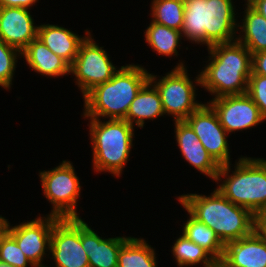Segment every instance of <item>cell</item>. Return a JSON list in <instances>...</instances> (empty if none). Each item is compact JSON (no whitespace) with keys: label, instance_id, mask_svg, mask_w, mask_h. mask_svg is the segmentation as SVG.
Listing matches in <instances>:
<instances>
[{"label":"cell","instance_id":"7c38bea8","mask_svg":"<svg viewBox=\"0 0 266 267\" xmlns=\"http://www.w3.org/2000/svg\"><path fill=\"white\" fill-rule=\"evenodd\" d=\"M195 132L211 157L220 165L230 164L227 131L220 124L213 108L203 104L184 120Z\"/></svg>","mask_w":266,"mask_h":267},{"label":"cell","instance_id":"3957f363","mask_svg":"<svg viewBox=\"0 0 266 267\" xmlns=\"http://www.w3.org/2000/svg\"><path fill=\"white\" fill-rule=\"evenodd\" d=\"M149 76L150 73L140 65L121 66L109 81L96 85L83 96L85 118L124 120Z\"/></svg>","mask_w":266,"mask_h":267},{"label":"cell","instance_id":"277c9868","mask_svg":"<svg viewBox=\"0 0 266 267\" xmlns=\"http://www.w3.org/2000/svg\"><path fill=\"white\" fill-rule=\"evenodd\" d=\"M184 21L181 34L191 42L215 44L236 41L235 8L232 0H183Z\"/></svg>","mask_w":266,"mask_h":267},{"label":"cell","instance_id":"d4e9b609","mask_svg":"<svg viewBox=\"0 0 266 267\" xmlns=\"http://www.w3.org/2000/svg\"><path fill=\"white\" fill-rule=\"evenodd\" d=\"M146 42L153 51L163 56H177V47L182 37L181 31L169 28L156 22H150L145 31Z\"/></svg>","mask_w":266,"mask_h":267},{"label":"cell","instance_id":"cb8c5ba5","mask_svg":"<svg viewBox=\"0 0 266 267\" xmlns=\"http://www.w3.org/2000/svg\"><path fill=\"white\" fill-rule=\"evenodd\" d=\"M178 266H193L203 263L204 267H219V262L204 248L190 241L184 234L176 239L172 247Z\"/></svg>","mask_w":266,"mask_h":267},{"label":"cell","instance_id":"f546056e","mask_svg":"<svg viewBox=\"0 0 266 267\" xmlns=\"http://www.w3.org/2000/svg\"><path fill=\"white\" fill-rule=\"evenodd\" d=\"M266 77V51L252 54V73Z\"/></svg>","mask_w":266,"mask_h":267},{"label":"cell","instance_id":"ba28073f","mask_svg":"<svg viewBox=\"0 0 266 267\" xmlns=\"http://www.w3.org/2000/svg\"><path fill=\"white\" fill-rule=\"evenodd\" d=\"M156 80V76L150 74L149 81L160 94L164 113L173 115L175 121L185 120L202 105L195 102L196 88L182 62L158 82Z\"/></svg>","mask_w":266,"mask_h":267},{"label":"cell","instance_id":"6da1fadb","mask_svg":"<svg viewBox=\"0 0 266 267\" xmlns=\"http://www.w3.org/2000/svg\"><path fill=\"white\" fill-rule=\"evenodd\" d=\"M208 52L211 61L196 77V83L215 98L246 94L252 73V53L237 40L212 45Z\"/></svg>","mask_w":266,"mask_h":267},{"label":"cell","instance_id":"52a82bcc","mask_svg":"<svg viewBox=\"0 0 266 267\" xmlns=\"http://www.w3.org/2000/svg\"><path fill=\"white\" fill-rule=\"evenodd\" d=\"M44 195L53 204L50 215L58 218H79L76 211L80 197V182L70 161L39 174Z\"/></svg>","mask_w":266,"mask_h":267},{"label":"cell","instance_id":"7402d4cb","mask_svg":"<svg viewBox=\"0 0 266 267\" xmlns=\"http://www.w3.org/2000/svg\"><path fill=\"white\" fill-rule=\"evenodd\" d=\"M182 234L207 250L218 262L222 260L225 245L216 236L214 230L194 218L190 213L189 219L183 226Z\"/></svg>","mask_w":266,"mask_h":267},{"label":"cell","instance_id":"83f0119b","mask_svg":"<svg viewBox=\"0 0 266 267\" xmlns=\"http://www.w3.org/2000/svg\"><path fill=\"white\" fill-rule=\"evenodd\" d=\"M17 55H22V52L0 40V86L5 89L12 84Z\"/></svg>","mask_w":266,"mask_h":267},{"label":"cell","instance_id":"5b68a950","mask_svg":"<svg viewBox=\"0 0 266 267\" xmlns=\"http://www.w3.org/2000/svg\"><path fill=\"white\" fill-rule=\"evenodd\" d=\"M230 165L220 167L216 181L220 177L226 179L217 189L233 204L249 209L254 215L266 208V160L242 157L231 175Z\"/></svg>","mask_w":266,"mask_h":267},{"label":"cell","instance_id":"d6986e66","mask_svg":"<svg viewBox=\"0 0 266 267\" xmlns=\"http://www.w3.org/2000/svg\"><path fill=\"white\" fill-rule=\"evenodd\" d=\"M22 55L29 67L41 75L57 77L70 74V65L38 38L28 44Z\"/></svg>","mask_w":266,"mask_h":267},{"label":"cell","instance_id":"1f68e13d","mask_svg":"<svg viewBox=\"0 0 266 267\" xmlns=\"http://www.w3.org/2000/svg\"><path fill=\"white\" fill-rule=\"evenodd\" d=\"M38 0H0V7H19L26 8L33 6Z\"/></svg>","mask_w":266,"mask_h":267},{"label":"cell","instance_id":"8992f818","mask_svg":"<svg viewBox=\"0 0 266 267\" xmlns=\"http://www.w3.org/2000/svg\"><path fill=\"white\" fill-rule=\"evenodd\" d=\"M90 120L94 170L119 177L133 146L134 127L126 120Z\"/></svg>","mask_w":266,"mask_h":267},{"label":"cell","instance_id":"8fae6325","mask_svg":"<svg viewBox=\"0 0 266 267\" xmlns=\"http://www.w3.org/2000/svg\"><path fill=\"white\" fill-rule=\"evenodd\" d=\"M59 218L53 215L38 217L35 220L11 227L3 217V228L16 240L21 251L35 267H45L42 260L45 250H50L54 223Z\"/></svg>","mask_w":266,"mask_h":267},{"label":"cell","instance_id":"9a60e30c","mask_svg":"<svg viewBox=\"0 0 266 267\" xmlns=\"http://www.w3.org/2000/svg\"><path fill=\"white\" fill-rule=\"evenodd\" d=\"M219 267H266V241L253 231L226 243Z\"/></svg>","mask_w":266,"mask_h":267},{"label":"cell","instance_id":"5bb4252c","mask_svg":"<svg viewBox=\"0 0 266 267\" xmlns=\"http://www.w3.org/2000/svg\"><path fill=\"white\" fill-rule=\"evenodd\" d=\"M33 20L26 8L0 7V40L22 52L37 38Z\"/></svg>","mask_w":266,"mask_h":267},{"label":"cell","instance_id":"44dd1931","mask_svg":"<svg viewBox=\"0 0 266 267\" xmlns=\"http://www.w3.org/2000/svg\"><path fill=\"white\" fill-rule=\"evenodd\" d=\"M246 5L243 24L238 25L244 34L235 39L252 54L266 51V19L248 2Z\"/></svg>","mask_w":266,"mask_h":267},{"label":"cell","instance_id":"f1b7e54d","mask_svg":"<svg viewBox=\"0 0 266 267\" xmlns=\"http://www.w3.org/2000/svg\"><path fill=\"white\" fill-rule=\"evenodd\" d=\"M247 95L258 106L261 116L266 120V77L251 74L248 79Z\"/></svg>","mask_w":266,"mask_h":267},{"label":"cell","instance_id":"ffe728a7","mask_svg":"<svg viewBox=\"0 0 266 267\" xmlns=\"http://www.w3.org/2000/svg\"><path fill=\"white\" fill-rule=\"evenodd\" d=\"M164 114L160 94L153 83L148 81L132 101L124 120L132 126L135 121L136 126L143 128L146 119H155Z\"/></svg>","mask_w":266,"mask_h":267},{"label":"cell","instance_id":"4fadbf2b","mask_svg":"<svg viewBox=\"0 0 266 267\" xmlns=\"http://www.w3.org/2000/svg\"><path fill=\"white\" fill-rule=\"evenodd\" d=\"M207 103L216 112L220 124L227 133L246 130L265 120L261 116L258 106L247 93L220 96Z\"/></svg>","mask_w":266,"mask_h":267},{"label":"cell","instance_id":"9c48e42d","mask_svg":"<svg viewBox=\"0 0 266 267\" xmlns=\"http://www.w3.org/2000/svg\"><path fill=\"white\" fill-rule=\"evenodd\" d=\"M85 33L87 37L81 42L78 54L70 66V73L75 75L76 84L83 96L96 85L109 81L118 71L103 47L93 41L90 32Z\"/></svg>","mask_w":266,"mask_h":267},{"label":"cell","instance_id":"e575fe53","mask_svg":"<svg viewBox=\"0 0 266 267\" xmlns=\"http://www.w3.org/2000/svg\"><path fill=\"white\" fill-rule=\"evenodd\" d=\"M3 229L2 221L0 222V231Z\"/></svg>","mask_w":266,"mask_h":267},{"label":"cell","instance_id":"30bf717a","mask_svg":"<svg viewBox=\"0 0 266 267\" xmlns=\"http://www.w3.org/2000/svg\"><path fill=\"white\" fill-rule=\"evenodd\" d=\"M50 252L55 267H89L81 243V218H59L53 226Z\"/></svg>","mask_w":266,"mask_h":267},{"label":"cell","instance_id":"603a6c76","mask_svg":"<svg viewBox=\"0 0 266 267\" xmlns=\"http://www.w3.org/2000/svg\"><path fill=\"white\" fill-rule=\"evenodd\" d=\"M118 267H157L154 249L144 239L130 237L120 248Z\"/></svg>","mask_w":266,"mask_h":267},{"label":"cell","instance_id":"836d02e7","mask_svg":"<svg viewBox=\"0 0 266 267\" xmlns=\"http://www.w3.org/2000/svg\"><path fill=\"white\" fill-rule=\"evenodd\" d=\"M0 267H14V266L9 265L7 263H4V262L0 261Z\"/></svg>","mask_w":266,"mask_h":267},{"label":"cell","instance_id":"484cf974","mask_svg":"<svg viewBox=\"0 0 266 267\" xmlns=\"http://www.w3.org/2000/svg\"><path fill=\"white\" fill-rule=\"evenodd\" d=\"M152 21L181 31L184 21L183 0H153Z\"/></svg>","mask_w":266,"mask_h":267},{"label":"cell","instance_id":"d6a6232c","mask_svg":"<svg viewBox=\"0 0 266 267\" xmlns=\"http://www.w3.org/2000/svg\"><path fill=\"white\" fill-rule=\"evenodd\" d=\"M266 19V0H247Z\"/></svg>","mask_w":266,"mask_h":267},{"label":"cell","instance_id":"4316f807","mask_svg":"<svg viewBox=\"0 0 266 267\" xmlns=\"http://www.w3.org/2000/svg\"><path fill=\"white\" fill-rule=\"evenodd\" d=\"M0 261L14 267H35L4 228L0 231Z\"/></svg>","mask_w":266,"mask_h":267},{"label":"cell","instance_id":"2e32d148","mask_svg":"<svg viewBox=\"0 0 266 267\" xmlns=\"http://www.w3.org/2000/svg\"><path fill=\"white\" fill-rule=\"evenodd\" d=\"M175 130L177 144L185 160L216 182L221 166L207 152L195 132L184 120L175 121Z\"/></svg>","mask_w":266,"mask_h":267},{"label":"cell","instance_id":"4dcf8cb0","mask_svg":"<svg viewBox=\"0 0 266 267\" xmlns=\"http://www.w3.org/2000/svg\"><path fill=\"white\" fill-rule=\"evenodd\" d=\"M254 231L266 241V208L255 214Z\"/></svg>","mask_w":266,"mask_h":267},{"label":"cell","instance_id":"e0dca14e","mask_svg":"<svg viewBox=\"0 0 266 267\" xmlns=\"http://www.w3.org/2000/svg\"><path fill=\"white\" fill-rule=\"evenodd\" d=\"M129 238L104 239L81 219V243L88 255L89 267H118L120 248Z\"/></svg>","mask_w":266,"mask_h":267},{"label":"cell","instance_id":"7a4b0ae2","mask_svg":"<svg viewBox=\"0 0 266 267\" xmlns=\"http://www.w3.org/2000/svg\"><path fill=\"white\" fill-rule=\"evenodd\" d=\"M178 199L188 213L214 230L224 245L254 231L255 215L233 204L217 188L211 196L195 193L181 195Z\"/></svg>","mask_w":266,"mask_h":267},{"label":"cell","instance_id":"ac0fdd59","mask_svg":"<svg viewBox=\"0 0 266 267\" xmlns=\"http://www.w3.org/2000/svg\"><path fill=\"white\" fill-rule=\"evenodd\" d=\"M37 38L70 66L78 54L81 42L85 39L64 27L51 24L40 25Z\"/></svg>","mask_w":266,"mask_h":267}]
</instances>
